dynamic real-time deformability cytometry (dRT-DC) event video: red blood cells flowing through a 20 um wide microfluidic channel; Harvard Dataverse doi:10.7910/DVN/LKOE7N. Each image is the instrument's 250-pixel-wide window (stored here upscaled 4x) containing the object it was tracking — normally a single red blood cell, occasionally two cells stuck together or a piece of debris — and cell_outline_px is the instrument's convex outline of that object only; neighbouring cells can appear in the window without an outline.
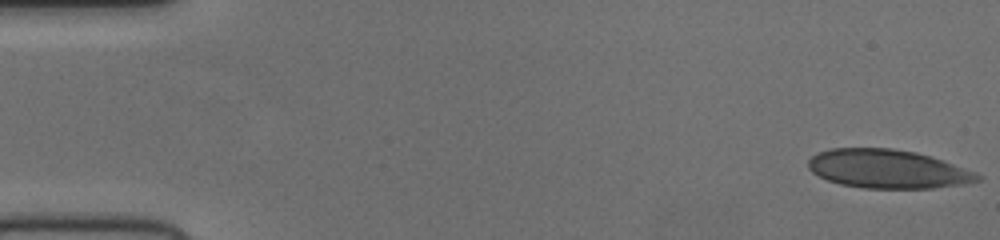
{"species": "human", "species_latin": "Homo sapiens", "temperature_condition": "cold", "stored_images_in_passage": 52, "camera_frame_rate_fps": 3000, "um_per_image_px": 0.085, "donor": {"sex": "female"}, "frame": {"image": 1, "passage_image": 1, "time_ms": 0.0, "image_size_px": [1000, 240], "cell_outline_px": [[984, 176], [980, 180], [964, 184], [932, 188], [864, 188], [840, 184], [828, 180], [812, 172], [808, 168], [808, 160], [812, 156], [820, 152], [832, 148], [892, 148], [916, 152], [932, 156], [976, 172]], "centroid_in_image_um": [75.49, 14.36], "position_along_channel_um": 9.5, "area_um2": 38.21}}
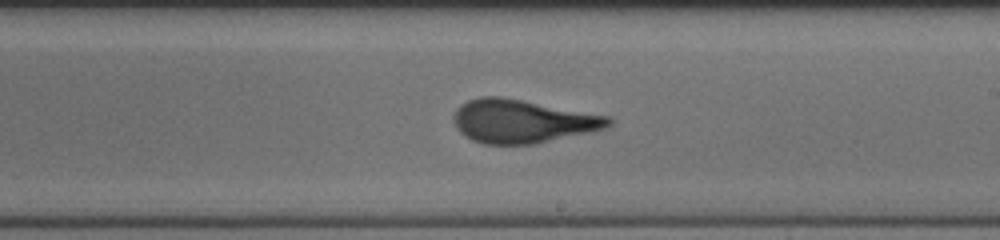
{"frame": {"image": 2, "passage_image": 30, "time_ms": 9.667, "image_size_px": [1000, 240], "cell_outline_px": [[612, 124], [608, 128], [592, 132], [536, 144], [484, 144], [472, 140], [464, 136], [456, 128], [452, 120], [452, 116], [456, 108], [460, 104], [468, 100], [480, 96], [500, 96], [612, 116]], "centroid_in_image_um": [44.41, 10.3], "position_along_channel_um": 244.6, "area_um2": 39.77}}
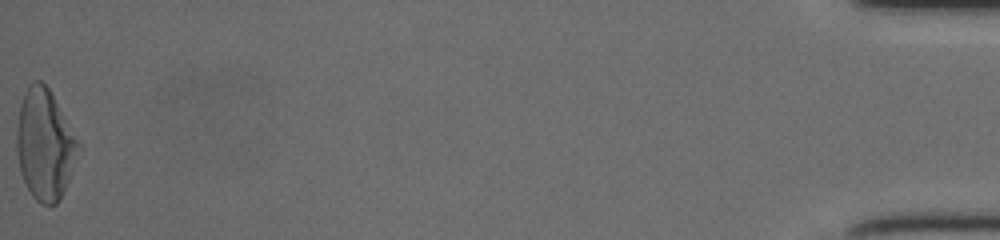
{"frame": {"image": 3, "passage_image": 52, "time_ms": 17.0, "image_size_px": [1000, 240], "cell_outline_px": [[80, 144], [68, 180], [60, 200], [56, 204], [40, 204], [32, 196], [20, 172], [16, 152], [16, 132], [20, 104], [28, 84], [32, 80], [40, 80], [48, 88]], "centroid_in_image_um": [3.77, 12.29], "position_along_channel_um": 431.4, "area_um2": 39.13}}